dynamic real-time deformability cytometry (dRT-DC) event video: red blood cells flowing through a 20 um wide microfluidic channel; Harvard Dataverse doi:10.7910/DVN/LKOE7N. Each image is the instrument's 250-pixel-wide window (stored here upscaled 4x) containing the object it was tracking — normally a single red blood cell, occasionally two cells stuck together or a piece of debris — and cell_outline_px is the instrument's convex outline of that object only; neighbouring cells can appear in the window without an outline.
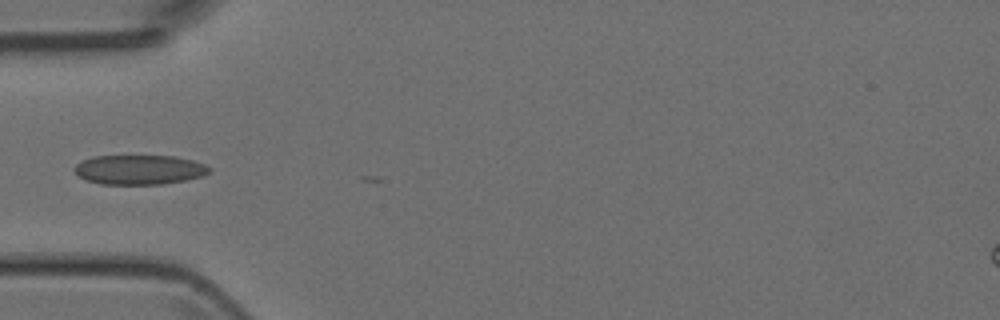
{"species": "Egyptian fruit bat (a non-hibernating species)", "species_latin": "Rousettus aegyptiacus", "temperature_condition": "room temperature", "stored_images_in_passage": 5, "camera_frame_rate_fps": 3000, "um_per_image_px": 0.085, "animal": {"sex": "female"}, "frame": {"image": 1, "passage_image": 3, "time_ms": 3.0, "image_size_px": [1000, 320], "cell_outline_px": [[212, 168], [208, 172], [200, 176], [184, 180], [160, 184], [100, 184], [88, 180], [80, 176], [72, 168], [76, 164], [92, 156], [176, 156], [192, 160], [204, 164]], "centroid_in_image_um": [11.83, 14.41], "position_along_channel_um": 73.2, "area_um2": 23.0}}
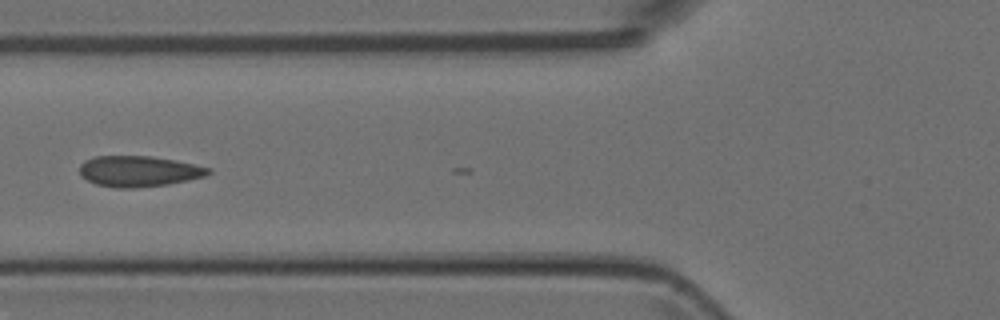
{"frame": {"image": 2, "passage_image": 4, "time_ms": 4.0, "image_size_px": [1000, 320], "cell_outline_px": [[212, 172], [204, 176], [188, 180], [168, 184], [132, 188], [116, 188], [96, 184], [80, 176], [80, 164], [84, 160], [96, 156], [152, 156], [212, 168]], "centroid_in_image_um": [11.77, 14.55], "position_along_channel_um": 114.0, "area_um2": 23.0}}